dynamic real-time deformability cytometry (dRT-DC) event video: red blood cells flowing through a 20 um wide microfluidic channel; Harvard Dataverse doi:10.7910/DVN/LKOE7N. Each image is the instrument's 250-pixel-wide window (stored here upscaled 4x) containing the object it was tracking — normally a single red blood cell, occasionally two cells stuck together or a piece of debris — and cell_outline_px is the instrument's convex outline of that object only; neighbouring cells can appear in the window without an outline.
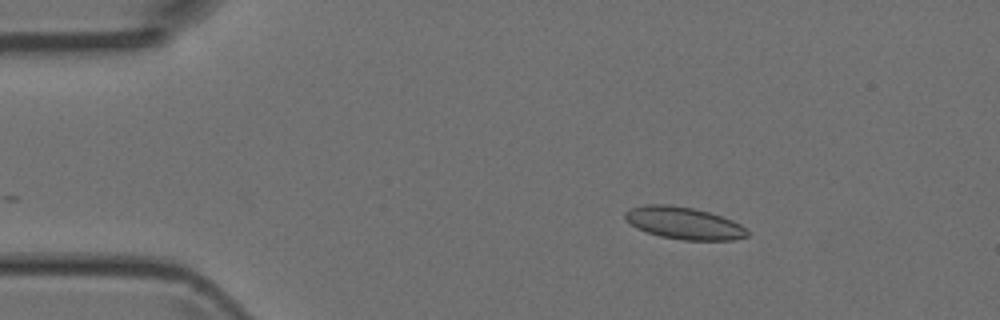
{"species": "Egyptian fruit bat (a non-hibernating species)", "species_latin": "Rousettus aegyptiacus", "temperature_condition": "room temperature", "stored_images_in_passage": 2, "camera_frame_rate_fps": 3000, "um_per_image_px": 0.085, "animal": {"sex": "female"}, "frame": {"image": 1, "passage_image": 1, "time_ms": 0.0, "image_size_px": [1000, 320], "cell_outline_px": [[748, 236], [732, 240], [684, 240], [660, 236], [636, 228], [624, 216], [624, 212], [632, 208], [644, 204], [668, 204], [692, 208], [708, 212], [732, 220], [740, 224], [748, 232]], "centroid_in_image_um": [58.12, 18.96], "position_along_channel_um": 26.9, "area_um2": 22.66}}